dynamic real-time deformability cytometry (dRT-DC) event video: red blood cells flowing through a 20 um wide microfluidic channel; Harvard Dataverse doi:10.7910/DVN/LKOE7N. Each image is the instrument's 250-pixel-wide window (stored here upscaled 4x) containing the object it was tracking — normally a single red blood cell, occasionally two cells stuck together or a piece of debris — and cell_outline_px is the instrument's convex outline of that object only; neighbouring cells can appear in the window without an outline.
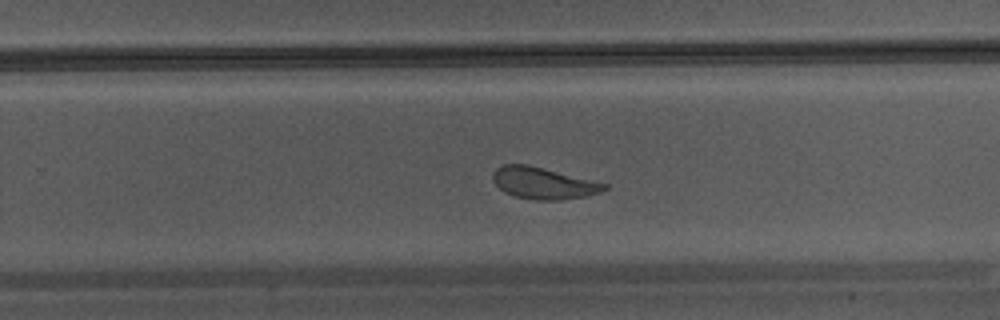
{"species": "Egyptian fruit bat (a non-hibernating species)", "species_latin": "Rousettus aegyptiacus", "temperature_condition": "warm", "stored_images_in_passage": 39, "camera_frame_rate_fps": 3000, "um_per_image_px": 0.085, "animal": {"sex": "male"}, "frame": {"image": 1, "passage_image": 23, "time_ms": 7.333, "image_size_px": [1000, 320], "cell_outline_px": [[608, 188], [600, 192], [584, 196], [564, 200], [532, 200], [516, 196], [504, 192], [492, 180], [492, 172], [496, 168], [504, 164], [528, 164], [608, 184]], "centroid_in_image_um": [46.16, 15.56], "position_along_channel_um": 283.6, "area_um2": 20.58}}